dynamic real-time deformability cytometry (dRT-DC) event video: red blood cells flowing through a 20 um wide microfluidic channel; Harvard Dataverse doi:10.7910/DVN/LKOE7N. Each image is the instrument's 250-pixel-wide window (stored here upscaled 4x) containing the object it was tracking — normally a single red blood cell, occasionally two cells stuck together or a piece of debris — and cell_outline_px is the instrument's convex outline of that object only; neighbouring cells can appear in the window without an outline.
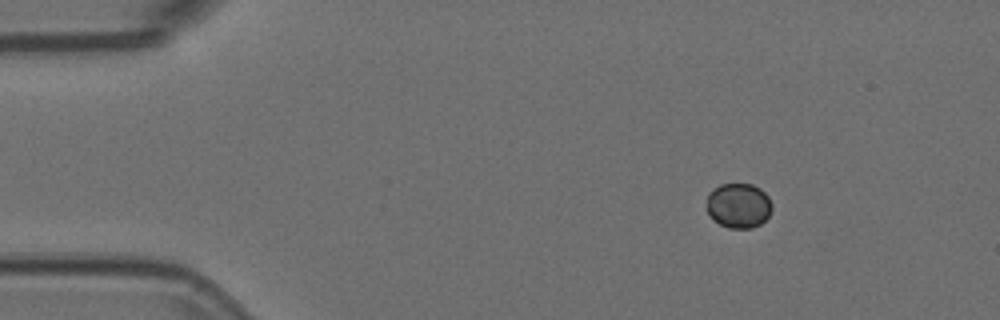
{"species": "Egyptian fruit bat (a non-hibernating species)", "species_latin": "Rousettus aegyptiacus", "temperature_condition": "room temperature", "stored_images_in_passage": 48, "camera_frame_rate_fps": 3000, "um_per_image_px": 0.085, "animal": {"sex": "female"}, "frame": {"image": 1, "passage_image": 1, "time_ms": 0.0, "image_size_px": [1000, 320], "cell_outline_px": [[772, 208], [768, 216], [760, 224], [752, 228], [728, 228], [712, 220], [708, 212], [708, 192], [720, 184], [752, 184], [760, 188], [768, 196], [772, 204]], "centroid_in_image_um": [62.78, 17.47], "position_along_channel_um": 22.2, "area_um2": 17.11}}
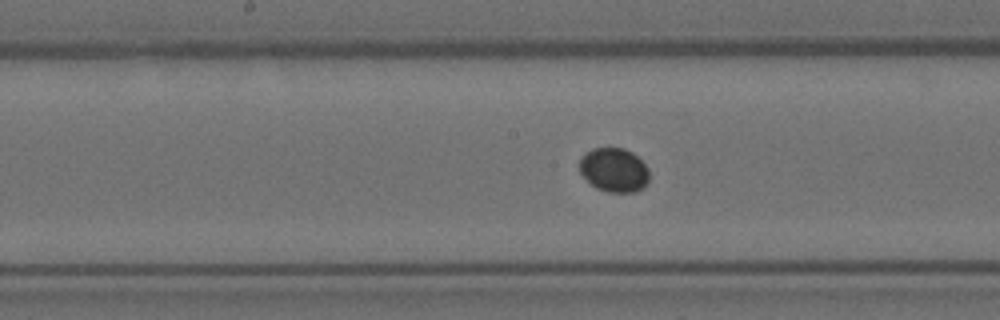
{"frame": {"image": 2, "passage_image": 21, "time_ms": 6.667, "image_size_px": [1000, 320], "cell_outline_px": [[648, 184], [644, 188], [636, 192], [608, 192], [596, 188], [580, 172], [580, 156], [592, 148], [624, 148], [632, 152], [648, 168]], "centroid_in_image_um": [52.2, 14.45], "position_along_channel_um": 196.0, "area_um2": 17.92}}
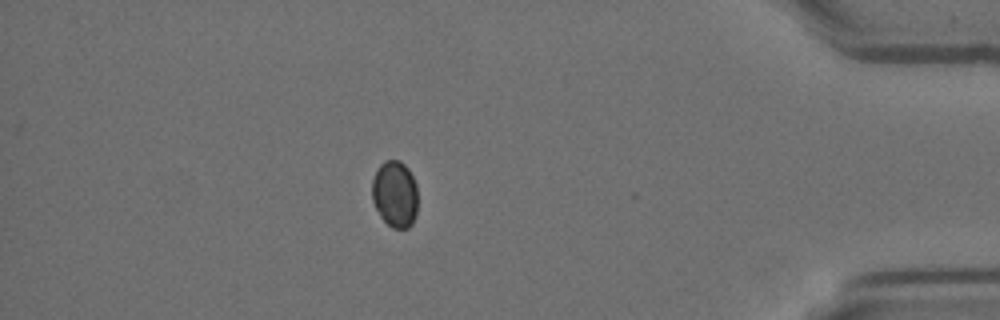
{"frame": {"image": 3, "passage_image": 41, "time_ms": 13.333, "image_size_px": [1000, 320], "cell_outline_px": [[416, 216], [412, 224], [408, 228], [392, 228], [380, 216], [372, 200], [372, 180], [380, 164], [384, 160], [400, 160], [408, 168], [416, 184]], "centroid_in_image_um": [33.56, 16.49], "position_along_channel_um": 401.6, "area_um2": 17.74}}